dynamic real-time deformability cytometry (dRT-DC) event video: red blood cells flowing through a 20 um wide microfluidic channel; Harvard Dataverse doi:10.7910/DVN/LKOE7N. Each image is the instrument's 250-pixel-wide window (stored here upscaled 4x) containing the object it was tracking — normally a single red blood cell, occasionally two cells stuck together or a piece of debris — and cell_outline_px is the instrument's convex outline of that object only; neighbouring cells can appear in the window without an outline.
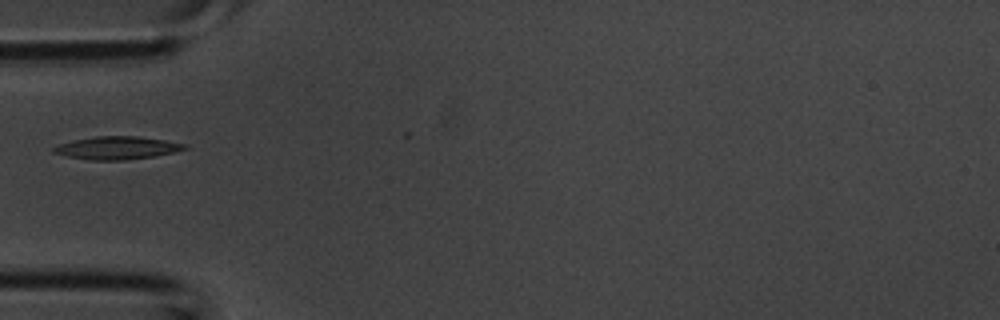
{"species": "common noctule bat (a hibernating species)", "species_latin": "Nyctalus noctula", "temperature_condition": "room temperature", "stored_images_in_passage": 4, "camera_frame_rate_fps": 3000, "um_per_image_px": 0.085, "animal": {"sex": "male", "body_mass_g": 20.1, "forearm_length_mm": 53.5}, "frame": {"image": 1, "passage_image": 4, "time_ms": 1.0, "image_size_px": [1000, 320], "cell_outline_px": [[188, 148], [176, 152], [156, 156], [124, 160], [92, 160], [68, 156], [52, 152], [52, 148], [60, 144], [72, 140], [96, 136], [136, 136], [164, 140], [188, 144]], "centroid_in_image_um": [9.99, 12.57], "position_along_channel_um": 75.0, "area_um2": 17.46}}